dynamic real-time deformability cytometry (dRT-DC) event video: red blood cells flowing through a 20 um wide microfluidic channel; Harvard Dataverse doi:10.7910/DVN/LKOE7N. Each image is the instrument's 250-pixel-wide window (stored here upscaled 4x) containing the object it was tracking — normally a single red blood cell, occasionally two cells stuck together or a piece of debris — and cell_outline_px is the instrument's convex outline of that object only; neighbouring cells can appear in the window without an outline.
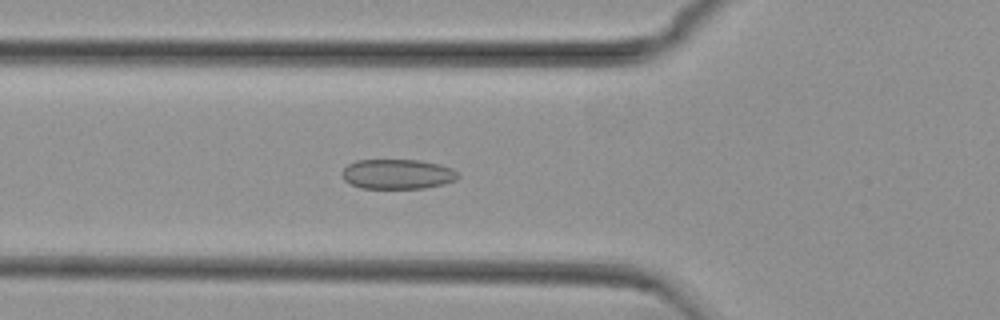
{"species": "common noctule bat (a hibernating species)", "species_latin": "Nyctalus noctula", "temperature_condition": "cold", "stored_images_in_passage": 54, "camera_frame_rate_fps": 3000, "um_per_image_px": 0.085, "animal": {"sex": "female", "body_mass_g": 29.2, "forearm_length_mm": 56.3}, "frame": {"image": 1, "passage_image": 19, "time_ms": 6.0, "image_size_px": [1000, 320], "cell_outline_px": [[460, 176], [456, 180], [444, 184], [424, 188], [360, 188], [344, 180], [340, 172], [348, 164], [356, 160], [420, 160], [440, 164], [452, 168]], "centroid_in_image_um": [33.78, 14.79], "position_along_channel_um": 92.0, "area_um2": 20.29}}
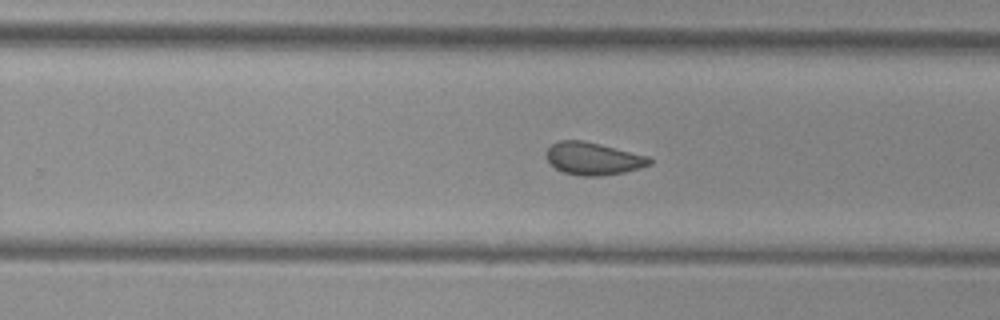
{"frame": {"image": 2, "passage_image": 34, "time_ms": 11.0, "image_size_px": [1000, 320], "cell_outline_px": [[652, 164], [640, 168], [624, 172], [600, 176], [580, 176], [564, 172], [556, 168], [548, 160], [548, 148], [552, 144], [560, 140], [584, 140], [648, 156], [652, 160]], "centroid_in_image_um": [50.45, 13.48], "position_along_channel_um": 279.3, "area_um2": 19.36}}
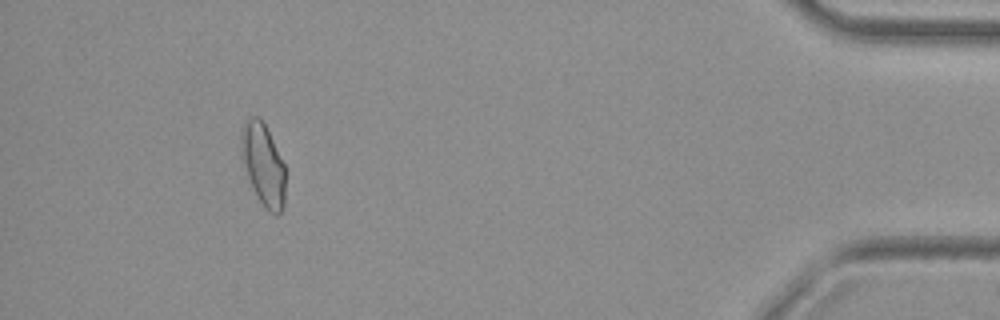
{"frame": {"image": 3, "passage_image": 50, "time_ms": 16.333, "image_size_px": [1000, 320], "cell_outline_px": [[284, 208], [276, 216], [268, 212], [264, 208], [256, 196], [252, 188], [248, 176], [240, 148], [240, 136], [248, 116], [256, 116], [264, 124], [284, 164]], "centroid_in_image_um": [22.37, 14.05], "position_along_channel_um": 412.8, "area_um2": 20.81}, "authors_computed_cell_mechanics": {"area_um2": 20.4901, "velocity_mm_per_s": 3.7451, "shape_relaxation_time_tau1_ms": null, "shape_relaxation_time_tau2_ms": 1.2579, "deformation_change_tau1": null, "deformation_change_tau2": 0.0629}}